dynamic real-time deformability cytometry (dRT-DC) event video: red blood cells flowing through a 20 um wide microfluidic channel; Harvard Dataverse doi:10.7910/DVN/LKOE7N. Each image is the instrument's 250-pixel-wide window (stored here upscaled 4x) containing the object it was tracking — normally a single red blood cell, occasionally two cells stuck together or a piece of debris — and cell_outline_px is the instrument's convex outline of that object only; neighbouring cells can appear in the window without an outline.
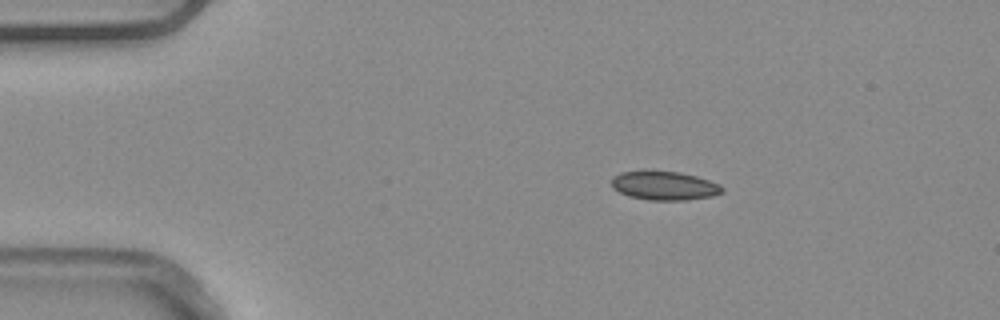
{"species": "common noctule bat (a hibernating species)", "species_latin": "Nyctalus noctula", "temperature_condition": "warm", "stored_images_in_passage": 4, "camera_frame_rate_fps": 3000, "um_per_image_px": 0.085, "animal": {"sex": "male", "body_mass_g": 20.4}, "frame": {"image": 1, "passage_image": 1, "time_ms": 0.0, "image_size_px": [1000, 320], "cell_outline_px": [[724, 192], [712, 196], [688, 200], [648, 200], [628, 196], [612, 188], [612, 176], [620, 172], [644, 168], [680, 172], [696, 176], [720, 184], [724, 188]], "centroid_in_image_um": [56.43, 15.74], "position_along_channel_um": 28.6, "area_um2": 19.31}}
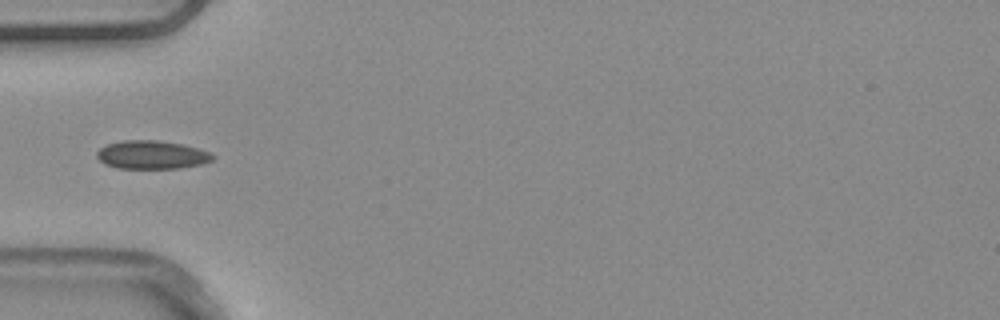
{"frame": {"image": 2, "passage_image": 3, "time_ms": 0.667, "image_size_px": [1000, 320], "cell_outline_px": [[216, 156], [212, 160], [200, 164], [180, 168], [116, 168], [104, 164], [96, 156], [96, 152], [100, 148], [108, 144], [120, 140], [160, 140], [184, 144], [208, 152]], "centroid_in_image_um": [12.87, 13.15], "position_along_channel_um": 72.1, "area_um2": 19.19}}